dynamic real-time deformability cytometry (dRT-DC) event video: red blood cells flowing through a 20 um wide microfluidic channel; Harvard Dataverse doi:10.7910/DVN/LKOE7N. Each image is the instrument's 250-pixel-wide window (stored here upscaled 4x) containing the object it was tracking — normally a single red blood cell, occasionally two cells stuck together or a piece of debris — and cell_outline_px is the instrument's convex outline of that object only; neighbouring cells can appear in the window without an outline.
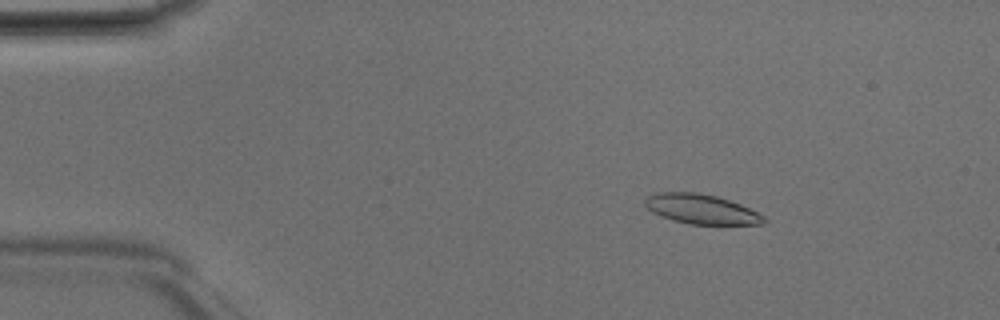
{"species": "Egyptian fruit bat (a non-hibernating species)", "species_latin": "Rousettus aegyptiacus", "temperature_condition": "room temperature", "stored_images_in_passage": 48, "camera_frame_rate_fps": 3000, "um_per_image_px": 0.085, "animal": {"sex": "male"}, "frame": {"image": 1, "passage_image": 7, "time_ms": 2.0, "image_size_px": [1000, 320], "cell_outline_px": [[768, 220], [764, 224], [688, 224], [672, 220], [660, 216], [652, 212], [644, 204], [644, 200], [648, 196], [656, 192], [696, 192], [716, 196], [740, 204], [764, 216]], "centroid_in_image_um": [59.58, 17.77], "position_along_channel_um": 25.4, "area_um2": 20.52}}
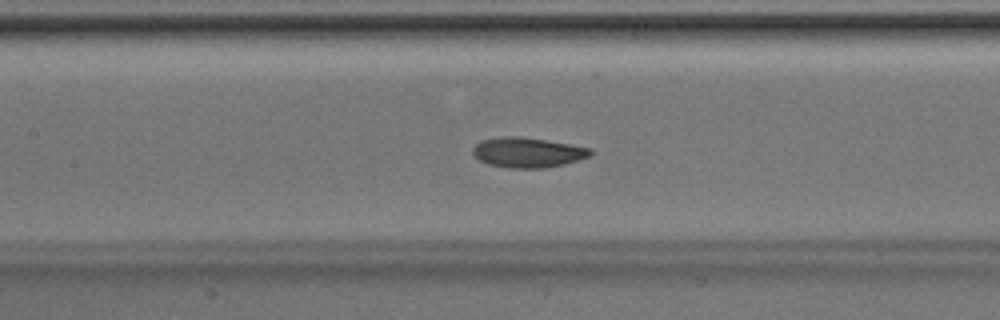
{"frame": {"image": 2, "passage_image": 22, "time_ms": 7.0, "image_size_px": [1000, 320], "cell_outline_px": [[592, 152], [588, 156], [564, 164], [544, 168], [508, 168], [488, 164], [480, 160], [472, 152], [472, 148], [480, 140], [500, 136], [520, 136], [592, 148]], "centroid_in_image_um": [44.8, 12.95], "position_along_channel_um": 162.6, "area_um2": 20.46}}
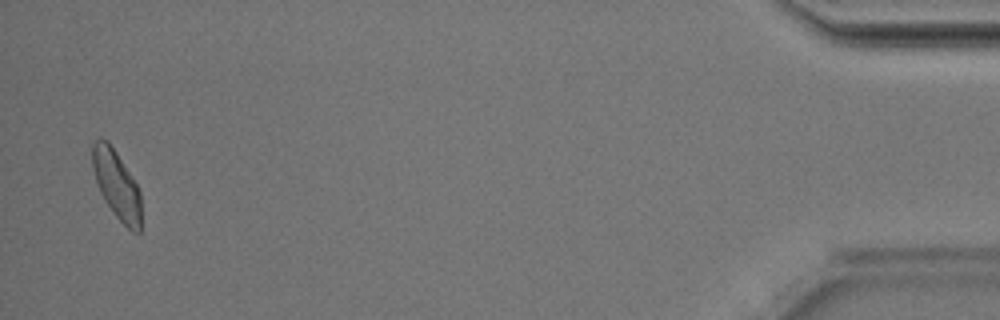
{"frame": {"image": 3, "passage_image": 47, "time_ms": 15.333, "image_size_px": [1000, 320], "cell_outline_px": [[140, 232], [132, 232], [116, 216], [104, 200], [100, 192], [92, 168], [92, 144], [100, 136], [108, 140], [116, 152], [136, 184], [140, 192]], "centroid_in_image_um": [9.88, 15.67], "position_along_channel_um": 425.3, "area_um2": 19.19}, "authors_computed_cell_mechanics": {"area_um2": 20.3456, "velocity_mm_per_s": 4.174, "shape_relaxation_time_tau1_ms": 1.8022, "shape_relaxation_time_tau2_ms": 2.6329, "deformation_change_tau1": 0.1147, "deformation_change_tau2": 0.0801}}